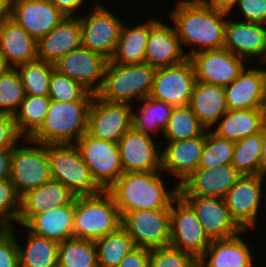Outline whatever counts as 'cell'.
Instances as JSON below:
<instances>
[{
  "mask_svg": "<svg viewBox=\"0 0 266 267\" xmlns=\"http://www.w3.org/2000/svg\"><path fill=\"white\" fill-rule=\"evenodd\" d=\"M173 8L168 12L169 20L174 23L188 58L194 53L223 48L228 12L217 10L203 0H177Z\"/></svg>",
  "mask_w": 266,
  "mask_h": 267,
  "instance_id": "obj_1",
  "label": "cell"
},
{
  "mask_svg": "<svg viewBox=\"0 0 266 267\" xmlns=\"http://www.w3.org/2000/svg\"><path fill=\"white\" fill-rule=\"evenodd\" d=\"M162 174V170L123 173L107 189L120 215L136 210L170 209L173 199L178 195L179 186L173 180L174 185L169 187V180L165 182L168 178Z\"/></svg>",
  "mask_w": 266,
  "mask_h": 267,
  "instance_id": "obj_2",
  "label": "cell"
},
{
  "mask_svg": "<svg viewBox=\"0 0 266 267\" xmlns=\"http://www.w3.org/2000/svg\"><path fill=\"white\" fill-rule=\"evenodd\" d=\"M90 103L51 100L42 125L29 139L44 145L76 143L87 132Z\"/></svg>",
  "mask_w": 266,
  "mask_h": 267,
  "instance_id": "obj_3",
  "label": "cell"
},
{
  "mask_svg": "<svg viewBox=\"0 0 266 267\" xmlns=\"http://www.w3.org/2000/svg\"><path fill=\"white\" fill-rule=\"evenodd\" d=\"M156 68L149 63H107L99 97L108 102L134 104L150 96Z\"/></svg>",
  "mask_w": 266,
  "mask_h": 267,
  "instance_id": "obj_4",
  "label": "cell"
},
{
  "mask_svg": "<svg viewBox=\"0 0 266 267\" xmlns=\"http://www.w3.org/2000/svg\"><path fill=\"white\" fill-rule=\"evenodd\" d=\"M121 226V215L108 190L74 200V238L96 241Z\"/></svg>",
  "mask_w": 266,
  "mask_h": 267,
  "instance_id": "obj_5",
  "label": "cell"
},
{
  "mask_svg": "<svg viewBox=\"0 0 266 267\" xmlns=\"http://www.w3.org/2000/svg\"><path fill=\"white\" fill-rule=\"evenodd\" d=\"M52 179L58 180L75 196L100 193L103 189L92 178L75 143L47 144Z\"/></svg>",
  "mask_w": 266,
  "mask_h": 267,
  "instance_id": "obj_6",
  "label": "cell"
},
{
  "mask_svg": "<svg viewBox=\"0 0 266 267\" xmlns=\"http://www.w3.org/2000/svg\"><path fill=\"white\" fill-rule=\"evenodd\" d=\"M20 142L10 154V180L19 196L52 179L47 145L28 138Z\"/></svg>",
  "mask_w": 266,
  "mask_h": 267,
  "instance_id": "obj_7",
  "label": "cell"
},
{
  "mask_svg": "<svg viewBox=\"0 0 266 267\" xmlns=\"http://www.w3.org/2000/svg\"><path fill=\"white\" fill-rule=\"evenodd\" d=\"M94 1L92 10L89 8L90 12L85 13V16L84 14L79 16L82 46L110 60L114 55L125 19L117 17L114 11L104 6V3L102 5L100 1Z\"/></svg>",
  "mask_w": 266,
  "mask_h": 267,
  "instance_id": "obj_8",
  "label": "cell"
},
{
  "mask_svg": "<svg viewBox=\"0 0 266 267\" xmlns=\"http://www.w3.org/2000/svg\"><path fill=\"white\" fill-rule=\"evenodd\" d=\"M264 182V175H242L224 197L231 218L242 230L253 232L259 225L260 210L265 205Z\"/></svg>",
  "mask_w": 266,
  "mask_h": 267,
  "instance_id": "obj_9",
  "label": "cell"
},
{
  "mask_svg": "<svg viewBox=\"0 0 266 267\" xmlns=\"http://www.w3.org/2000/svg\"><path fill=\"white\" fill-rule=\"evenodd\" d=\"M210 244L211 240L194 210L178 194L170 207V245L198 260Z\"/></svg>",
  "mask_w": 266,
  "mask_h": 267,
  "instance_id": "obj_10",
  "label": "cell"
},
{
  "mask_svg": "<svg viewBox=\"0 0 266 267\" xmlns=\"http://www.w3.org/2000/svg\"><path fill=\"white\" fill-rule=\"evenodd\" d=\"M121 227L135 246L151 250L170 245V209L125 212Z\"/></svg>",
  "mask_w": 266,
  "mask_h": 267,
  "instance_id": "obj_11",
  "label": "cell"
},
{
  "mask_svg": "<svg viewBox=\"0 0 266 267\" xmlns=\"http://www.w3.org/2000/svg\"><path fill=\"white\" fill-rule=\"evenodd\" d=\"M75 144L92 178L103 190L124 173L117 142L97 139L86 132Z\"/></svg>",
  "mask_w": 266,
  "mask_h": 267,
  "instance_id": "obj_12",
  "label": "cell"
},
{
  "mask_svg": "<svg viewBox=\"0 0 266 267\" xmlns=\"http://www.w3.org/2000/svg\"><path fill=\"white\" fill-rule=\"evenodd\" d=\"M132 127V104L108 102L93 95L88 111L87 133L97 139L118 142Z\"/></svg>",
  "mask_w": 266,
  "mask_h": 267,
  "instance_id": "obj_13",
  "label": "cell"
},
{
  "mask_svg": "<svg viewBox=\"0 0 266 267\" xmlns=\"http://www.w3.org/2000/svg\"><path fill=\"white\" fill-rule=\"evenodd\" d=\"M157 140L131 127L117 142L123 172L161 171L162 144Z\"/></svg>",
  "mask_w": 266,
  "mask_h": 267,
  "instance_id": "obj_14",
  "label": "cell"
},
{
  "mask_svg": "<svg viewBox=\"0 0 266 267\" xmlns=\"http://www.w3.org/2000/svg\"><path fill=\"white\" fill-rule=\"evenodd\" d=\"M196 83L195 69L188 58L184 62L157 68L150 97L173 107L189 105Z\"/></svg>",
  "mask_w": 266,
  "mask_h": 267,
  "instance_id": "obj_15",
  "label": "cell"
},
{
  "mask_svg": "<svg viewBox=\"0 0 266 267\" xmlns=\"http://www.w3.org/2000/svg\"><path fill=\"white\" fill-rule=\"evenodd\" d=\"M189 59L195 69L196 82L222 87L231 84L249 64L226 48L194 53Z\"/></svg>",
  "mask_w": 266,
  "mask_h": 267,
  "instance_id": "obj_16",
  "label": "cell"
},
{
  "mask_svg": "<svg viewBox=\"0 0 266 267\" xmlns=\"http://www.w3.org/2000/svg\"><path fill=\"white\" fill-rule=\"evenodd\" d=\"M108 61L103 55L81 46L67 53L54 66L61 74L97 94L103 86Z\"/></svg>",
  "mask_w": 266,
  "mask_h": 267,
  "instance_id": "obj_17",
  "label": "cell"
},
{
  "mask_svg": "<svg viewBox=\"0 0 266 267\" xmlns=\"http://www.w3.org/2000/svg\"><path fill=\"white\" fill-rule=\"evenodd\" d=\"M9 17L38 40L66 16L50 0H9Z\"/></svg>",
  "mask_w": 266,
  "mask_h": 267,
  "instance_id": "obj_18",
  "label": "cell"
},
{
  "mask_svg": "<svg viewBox=\"0 0 266 267\" xmlns=\"http://www.w3.org/2000/svg\"><path fill=\"white\" fill-rule=\"evenodd\" d=\"M228 15L224 46L232 54L255 64L266 55V25L231 19ZM255 61H254V60Z\"/></svg>",
  "mask_w": 266,
  "mask_h": 267,
  "instance_id": "obj_19",
  "label": "cell"
},
{
  "mask_svg": "<svg viewBox=\"0 0 266 267\" xmlns=\"http://www.w3.org/2000/svg\"><path fill=\"white\" fill-rule=\"evenodd\" d=\"M242 174L232 165L224 164L213 168H197L180 185V196L218 197L226 196Z\"/></svg>",
  "mask_w": 266,
  "mask_h": 267,
  "instance_id": "obj_20",
  "label": "cell"
},
{
  "mask_svg": "<svg viewBox=\"0 0 266 267\" xmlns=\"http://www.w3.org/2000/svg\"><path fill=\"white\" fill-rule=\"evenodd\" d=\"M205 140L206 131L201 136L163 144L161 170L174 176L178 186L198 168Z\"/></svg>",
  "mask_w": 266,
  "mask_h": 267,
  "instance_id": "obj_21",
  "label": "cell"
},
{
  "mask_svg": "<svg viewBox=\"0 0 266 267\" xmlns=\"http://www.w3.org/2000/svg\"><path fill=\"white\" fill-rule=\"evenodd\" d=\"M181 197L192 207L211 241L230 238L242 231L231 218L223 198L201 196Z\"/></svg>",
  "mask_w": 266,
  "mask_h": 267,
  "instance_id": "obj_22",
  "label": "cell"
},
{
  "mask_svg": "<svg viewBox=\"0 0 266 267\" xmlns=\"http://www.w3.org/2000/svg\"><path fill=\"white\" fill-rule=\"evenodd\" d=\"M171 25V26H170ZM188 59L171 22L159 19L149 30L145 62L154 68L169 67Z\"/></svg>",
  "mask_w": 266,
  "mask_h": 267,
  "instance_id": "obj_23",
  "label": "cell"
},
{
  "mask_svg": "<svg viewBox=\"0 0 266 267\" xmlns=\"http://www.w3.org/2000/svg\"><path fill=\"white\" fill-rule=\"evenodd\" d=\"M247 232L250 230H242L230 238L212 240L198 259V267H256L254 262L258 257L253 255L250 244L244 240Z\"/></svg>",
  "mask_w": 266,
  "mask_h": 267,
  "instance_id": "obj_24",
  "label": "cell"
},
{
  "mask_svg": "<svg viewBox=\"0 0 266 267\" xmlns=\"http://www.w3.org/2000/svg\"><path fill=\"white\" fill-rule=\"evenodd\" d=\"M76 197L58 180H48L43 185L20 196L17 226H25L35 215L45 212L47 209L69 205Z\"/></svg>",
  "mask_w": 266,
  "mask_h": 267,
  "instance_id": "obj_25",
  "label": "cell"
},
{
  "mask_svg": "<svg viewBox=\"0 0 266 267\" xmlns=\"http://www.w3.org/2000/svg\"><path fill=\"white\" fill-rule=\"evenodd\" d=\"M81 46L79 16H66L49 33L37 40V59L54 65L67 53Z\"/></svg>",
  "mask_w": 266,
  "mask_h": 267,
  "instance_id": "obj_26",
  "label": "cell"
},
{
  "mask_svg": "<svg viewBox=\"0 0 266 267\" xmlns=\"http://www.w3.org/2000/svg\"><path fill=\"white\" fill-rule=\"evenodd\" d=\"M246 65L240 75L224 87L228 110L264 109L266 88L258 65ZM252 67V68H251Z\"/></svg>",
  "mask_w": 266,
  "mask_h": 267,
  "instance_id": "obj_27",
  "label": "cell"
},
{
  "mask_svg": "<svg viewBox=\"0 0 266 267\" xmlns=\"http://www.w3.org/2000/svg\"><path fill=\"white\" fill-rule=\"evenodd\" d=\"M0 52L16 68L37 59V40L8 16L0 20Z\"/></svg>",
  "mask_w": 266,
  "mask_h": 267,
  "instance_id": "obj_28",
  "label": "cell"
},
{
  "mask_svg": "<svg viewBox=\"0 0 266 267\" xmlns=\"http://www.w3.org/2000/svg\"><path fill=\"white\" fill-rule=\"evenodd\" d=\"M74 201L59 208H50L35 215L25 227L33 234L57 242L73 238Z\"/></svg>",
  "mask_w": 266,
  "mask_h": 267,
  "instance_id": "obj_29",
  "label": "cell"
},
{
  "mask_svg": "<svg viewBox=\"0 0 266 267\" xmlns=\"http://www.w3.org/2000/svg\"><path fill=\"white\" fill-rule=\"evenodd\" d=\"M189 106L200 123L210 130L228 110L224 87L196 82Z\"/></svg>",
  "mask_w": 266,
  "mask_h": 267,
  "instance_id": "obj_30",
  "label": "cell"
},
{
  "mask_svg": "<svg viewBox=\"0 0 266 267\" xmlns=\"http://www.w3.org/2000/svg\"><path fill=\"white\" fill-rule=\"evenodd\" d=\"M159 19L147 18L133 27L124 21L111 62L117 64H136L145 62V50L150 28Z\"/></svg>",
  "mask_w": 266,
  "mask_h": 267,
  "instance_id": "obj_31",
  "label": "cell"
},
{
  "mask_svg": "<svg viewBox=\"0 0 266 267\" xmlns=\"http://www.w3.org/2000/svg\"><path fill=\"white\" fill-rule=\"evenodd\" d=\"M264 125V109L227 110L210 130L221 138L237 142L260 132Z\"/></svg>",
  "mask_w": 266,
  "mask_h": 267,
  "instance_id": "obj_32",
  "label": "cell"
},
{
  "mask_svg": "<svg viewBox=\"0 0 266 267\" xmlns=\"http://www.w3.org/2000/svg\"><path fill=\"white\" fill-rule=\"evenodd\" d=\"M20 227V228H19ZM10 228L16 235V243L19 250V267H58L59 242L45 237L37 236L25 226ZM26 229V241L23 246L19 242L20 229ZM17 228V229H16ZM19 228V231H18Z\"/></svg>",
  "mask_w": 266,
  "mask_h": 267,
  "instance_id": "obj_33",
  "label": "cell"
},
{
  "mask_svg": "<svg viewBox=\"0 0 266 267\" xmlns=\"http://www.w3.org/2000/svg\"><path fill=\"white\" fill-rule=\"evenodd\" d=\"M138 104L135 106L132 104V127L139 132L158 136V139H161L173 106L150 96L140 100Z\"/></svg>",
  "mask_w": 266,
  "mask_h": 267,
  "instance_id": "obj_34",
  "label": "cell"
},
{
  "mask_svg": "<svg viewBox=\"0 0 266 267\" xmlns=\"http://www.w3.org/2000/svg\"><path fill=\"white\" fill-rule=\"evenodd\" d=\"M49 96L26 95L14 114L15 127L22 138H30L42 125L50 104Z\"/></svg>",
  "mask_w": 266,
  "mask_h": 267,
  "instance_id": "obj_35",
  "label": "cell"
},
{
  "mask_svg": "<svg viewBox=\"0 0 266 267\" xmlns=\"http://www.w3.org/2000/svg\"><path fill=\"white\" fill-rule=\"evenodd\" d=\"M206 130L189 105L173 107L162 144L201 136Z\"/></svg>",
  "mask_w": 266,
  "mask_h": 267,
  "instance_id": "obj_36",
  "label": "cell"
},
{
  "mask_svg": "<svg viewBox=\"0 0 266 267\" xmlns=\"http://www.w3.org/2000/svg\"><path fill=\"white\" fill-rule=\"evenodd\" d=\"M58 267H99L95 241L70 238L59 242Z\"/></svg>",
  "mask_w": 266,
  "mask_h": 267,
  "instance_id": "obj_37",
  "label": "cell"
},
{
  "mask_svg": "<svg viewBox=\"0 0 266 267\" xmlns=\"http://www.w3.org/2000/svg\"><path fill=\"white\" fill-rule=\"evenodd\" d=\"M99 267H117L135 247L131 236L120 226L95 241Z\"/></svg>",
  "mask_w": 266,
  "mask_h": 267,
  "instance_id": "obj_38",
  "label": "cell"
},
{
  "mask_svg": "<svg viewBox=\"0 0 266 267\" xmlns=\"http://www.w3.org/2000/svg\"><path fill=\"white\" fill-rule=\"evenodd\" d=\"M262 130L235 142L231 164L242 175H261Z\"/></svg>",
  "mask_w": 266,
  "mask_h": 267,
  "instance_id": "obj_39",
  "label": "cell"
},
{
  "mask_svg": "<svg viewBox=\"0 0 266 267\" xmlns=\"http://www.w3.org/2000/svg\"><path fill=\"white\" fill-rule=\"evenodd\" d=\"M22 79L25 94L49 96L50 78L55 66L43 60H33L16 67Z\"/></svg>",
  "mask_w": 266,
  "mask_h": 267,
  "instance_id": "obj_40",
  "label": "cell"
},
{
  "mask_svg": "<svg viewBox=\"0 0 266 267\" xmlns=\"http://www.w3.org/2000/svg\"><path fill=\"white\" fill-rule=\"evenodd\" d=\"M235 142L221 138L211 130H206V140L198 168H213L231 164Z\"/></svg>",
  "mask_w": 266,
  "mask_h": 267,
  "instance_id": "obj_41",
  "label": "cell"
},
{
  "mask_svg": "<svg viewBox=\"0 0 266 267\" xmlns=\"http://www.w3.org/2000/svg\"><path fill=\"white\" fill-rule=\"evenodd\" d=\"M93 93L81 83L53 70L50 78L49 98L58 102L91 101Z\"/></svg>",
  "mask_w": 266,
  "mask_h": 267,
  "instance_id": "obj_42",
  "label": "cell"
},
{
  "mask_svg": "<svg viewBox=\"0 0 266 267\" xmlns=\"http://www.w3.org/2000/svg\"><path fill=\"white\" fill-rule=\"evenodd\" d=\"M26 94L16 68H10L0 77V112L14 115Z\"/></svg>",
  "mask_w": 266,
  "mask_h": 267,
  "instance_id": "obj_43",
  "label": "cell"
},
{
  "mask_svg": "<svg viewBox=\"0 0 266 267\" xmlns=\"http://www.w3.org/2000/svg\"><path fill=\"white\" fill-rule=\"evenodd\" d=\"M20 210V196L10 177L0 179V229H10L17 225Z\"/></svg>",
  "mask_w": 266,
  "mask_h": 267,
  "instance_id": "obj_44",
  "label": "cell"
},
{
  "mask_svg": "<svg viewBox=\"0 0 266 267\" xmlns=\"http://www.w3.org/2000/svg\"><path fill=\"white\" fill-rule=\"evenodd\" d=\"M149 267H198L191 254L171 245L150 250Z\"/></svg>",
  "mask_w": 266,
  "mask_h": 267,
  "instance_id": "obj_45",
  "label": "cell"
},
{
  "mask_svg": "<svg viewBox=\"0 0 266 267\" xmlns=\"http://www.w3.org/2000/svg\"><path fill=\"white\" fill-rule=\"evenodd\" d=\"M235 8L241 13L239 17H242H236L237 20L266 25V0H238L229 12L230 16L236 14Z\"/></svg>",
  "mask_w": 266,
  "mask_h": 267,
  "instance_id": "obj_46",
  "label": "cell"
},
{
  "mask_svg": "<svg viewBox=\"0 0 266 267\" xmlns=\"http://www.w3.org/2000/svg\"><path fill=\"white\" fill-rule=\"evenodd\" d=\"M0 267H19L16 235L11 229H0Z\"/></svg>",
  "mask_w": 266,
  "mask_h": 267,
  "instance_id": "obj_47",
  "label": "cell"
},
{
  "mask_svg": "<svg viewBox=\"0 0 266 267\" xmlns=\"http://www.w3.org/2000/svg\"><path fill=\"white\" fill-rule=\"evenodd\" d=\"M21 140L15 127L14 115L0 112V150H12Z\"/></svg>",
  "mask_w": 266,
  "mask_h": 267,
  "instance_id": "obj_48",
  "label": "cell"
},
{
  "mask_svg": "<svg viewBox=\"0 0 266 267\" xmlns=\"http://www.w3.org/2000/svg\"><path fill=\"white\" fill-rule=\"evenodd\" d=\"M150 249L135 246L117 267H149Z\"/></svg>",
  "mask_w": 266,
  "mask_h": 267,
  "instance_id": "obj_49",
  "label": "cell"
},
{
  "mask_svg": "<svg viewBox=\"0 0 266 267\" xmlns=\"http://www.w3.org/2000/svg\"><path fill=\"white\" fill-rule=\"evenodd\" d=\"M50 2L65 16H80L78 12H80V10L83 12L84 8L82 7L86 4V0H50Z\"/></svg>",
  "mask_w": 266,
  "mask_h": 267,
  "instance_id": "obj_50",
  "label": "cell"
},
{
  "mask_svg": "<svg viewBox=\"0 0 266 267\" xmlns=\"http://www.w3.org/2000/svg\"><path fill=\"white\" fill-rule=\"evenodd\" d=\"M10 154L11 150H0V179L10 177Z\"/></svg>",
  "mask_w": 266,
  "mask_h": 267,
  "instance_id": "obj_51",
  "label": "cell"
},
{
  "mask_svg": "<svg viewBox=\"0 0 266 267\" xmlns=\"http://www.w3.org/2000/svg\"><path fill=\"white\" fill-rule=\"evenodd\" d=\"M207 5L225 12H230L238 0H203Z\"/></svg>",
  "mask_w": 266,
  "mask_h": 267,
  "instance_id": "obj_52",
  "label": "cell"
},
{
  "mask_svg": "<svg viewBox=\"0 0 266 267\" xmlns=\"http://www.w3.org/2000/svg\"><path fill=\"white\" fill-rule=\"evenodd\" d=\"M261 175H266V126L262 127Z\"/></svg>",
  "mask_w": 266,
  "mask_h": 267,
  "instance_id": "obj_53",
  "label": "cell"
},
{
  "mask_svg": "<svg viewBox=\"0 0 266 267\" xmlns=\"http://www.w3.org/2000/svg\"><path fill=\"white\" fill-rule=\"evenodd\" d=\"M9 16V0H0V20Z\"/></svg>",
  "mask_w": 266,
  "mask_h": 267,
  "instance_id": "obj_54",
  "label": "cell"
},
{
  "mask_svg": "<svg viewBox=\"0 0 266 267\" xmlns=\"http://www.w3.org/2000/svg\"><path fill=\"white\" fill-rule=\"evenodd\" d=\"M257 65L261 70V73H262V76H263V79H264L265 88H266V55L258 60V64ZM263 65H265V67Z\"/></svg>",
  "mask_w": 266,
  "mask_h": 267,
  "instance_id": "obj_55",
  "label": "cell"
},
{
  "mask_svg": "<svg viewBox=\"0 0 266 267\" xmlns=\"http://www.w3.org/2000/svg\"><path fill=\"white\" fill-rule=\"evenodd\" d=\"M11 67L7 64L5 57L0 52V77Z\"/></svg>",
  "mask_w": 266,
  "mask_h": 267,
  "instance_id": "obj_56",
  "label": "cell"
},
{
  "mask_svg": "<svg viewBox=\"0 0 266 267\" xmlns=\"http://www.w3.org/2000/svg\"><path fill=\"white\" fill-rule=\"evenodd\" d=\"M264 122H265V126H266V103L264 105Z\"/></svg>",
  "mask_w": 266,
  "mask_h": 267,
  "instance_id": "obj_57",
  "label": "cell"
},
{
  "mask_svg": "<svg viewBox=\"0 0 266 267\" xmlns=\"http://www.w3.org/2000/svg\"><path fill=\"white\" fill-rule=\"evenodd\" d=\"M264 179H266V175H264ZM265 192H266V189H265ZM265 196H266V193H265ZM265 202H266V197H265ZM265 207V209H266V203H265V205H264ZM266 211V210H265Z\"/></svg>",
  "mask_w": 266,
  "mask_h": 267,
  "instance_id": "obj_58",
  "label": "cell"
}]
</instances>
